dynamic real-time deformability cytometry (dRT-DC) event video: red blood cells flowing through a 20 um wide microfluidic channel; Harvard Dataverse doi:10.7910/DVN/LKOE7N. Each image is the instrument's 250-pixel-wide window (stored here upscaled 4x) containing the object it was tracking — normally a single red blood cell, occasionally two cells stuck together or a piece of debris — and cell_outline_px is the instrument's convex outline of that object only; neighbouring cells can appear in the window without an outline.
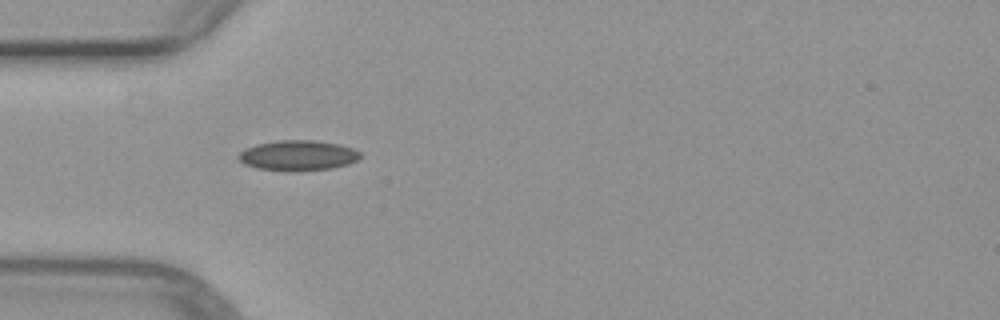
{"species": "common noctule bat (a hibernating species)", "species_latin": "Nyctalus noctula", "temperature_condition": "warm", "stored_images_in_passage": 5, "camera_frame_rate_fps": 3000, "um_per_image_px": 0.085, "animal": {"sex": "female", "body_mass_g": 29.2, "forearm_length_mm": 56.3}, "frame": {"image": 1, "passage_image": 3, "time_ms": 2.333, "image_size_px": [1000, 320], "cell_outline_px": [[360, 156], [356, 160], [348, 164], [332, 168], [296, 172], [288, 172], [256, 168], [244, 164], [236, 156], [244, 148], [256, 144], [280, 140], [312, 140], [336, 144], [352, 148], [360, 152]], "centroid_in_image_um": [25.27, 13.23], "position_along_channel_um": 59.7, "area_um2": 21.62}}
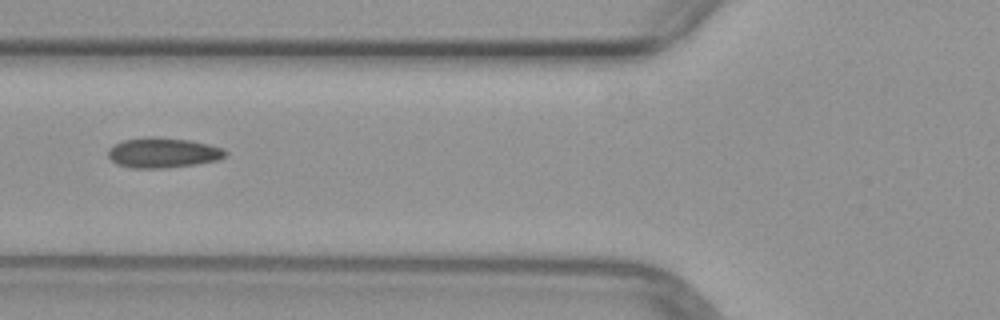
{"frame": {"image": 2, "passage_image": 4, "time_ms": 3.667, "image_size_px": [1000, 320], "cell_outline_px": [[228, 152], [220, 160], [196, 164], [164, 168], [132, 168], [116, 164], [108, 156], [108, 148], [124, 140], [148, 136], [156, 136], [188, 140], [208, 144], [224, 148]], "centroid_in_image_um": [13.86, 12.98], "position_along_channel_um": 111.9, "area_um2": 20.69}}
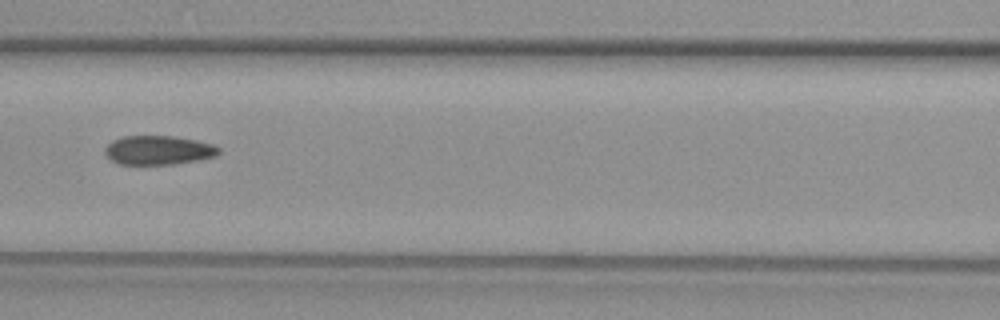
{"frame": {"image": 3, "passage_image": 5, "time_ms": 4.667, "image_size_px": [1000, 320], "cell_outline_px": [[220, 152], [216, 156], [200, 160], [172, 164], [120, 164], [112, 160], [104, 152], [104, 148], [112, 140], [120, 136], [172, 136], [196, 140], [216, 144], [220, 148]], "centroid_in_image_um": [13.49, 12.76], "position_along_channel_um": 153.1, "area_um2": 19.42}}